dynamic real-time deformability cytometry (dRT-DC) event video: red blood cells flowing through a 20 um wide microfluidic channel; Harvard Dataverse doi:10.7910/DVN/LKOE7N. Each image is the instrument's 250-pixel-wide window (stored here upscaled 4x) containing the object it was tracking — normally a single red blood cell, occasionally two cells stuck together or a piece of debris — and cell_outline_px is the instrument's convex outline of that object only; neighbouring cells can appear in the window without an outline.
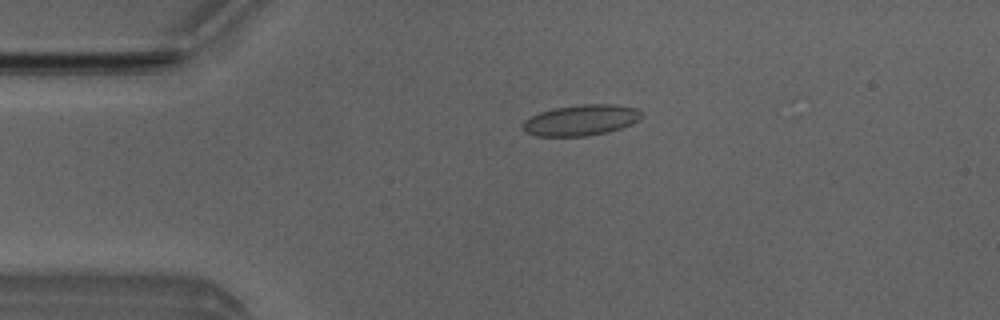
{"species": "Egyptian fruit bat (a non-hibernating species)", "species_latin": "Rousettus aegyptiacus", "temperature_condition": "room temperature", "stored_images_in_passage": 2, "camera_frame_rate_fps": 3000, "um_per_image_px": 0.085, "animal": {"sex": "male"}, "frame": {"image": 1, "passage_image": 1, "time_ms": 0.0, "image_size_px": [1000, 320], "cell_outline_px": [[640, 120], [632, 124], [608, 132], [584, 136], [536, 136], [524, 132], [520, 128], [524, 120], [540, 112], [552, 108], [580, 104], [612, 104], [636, 108], [640, 112]], "centroid_in_image_um": [49.33, 10.21], "position_along_channel_um": 35.7, "area_um2": 21.44}}